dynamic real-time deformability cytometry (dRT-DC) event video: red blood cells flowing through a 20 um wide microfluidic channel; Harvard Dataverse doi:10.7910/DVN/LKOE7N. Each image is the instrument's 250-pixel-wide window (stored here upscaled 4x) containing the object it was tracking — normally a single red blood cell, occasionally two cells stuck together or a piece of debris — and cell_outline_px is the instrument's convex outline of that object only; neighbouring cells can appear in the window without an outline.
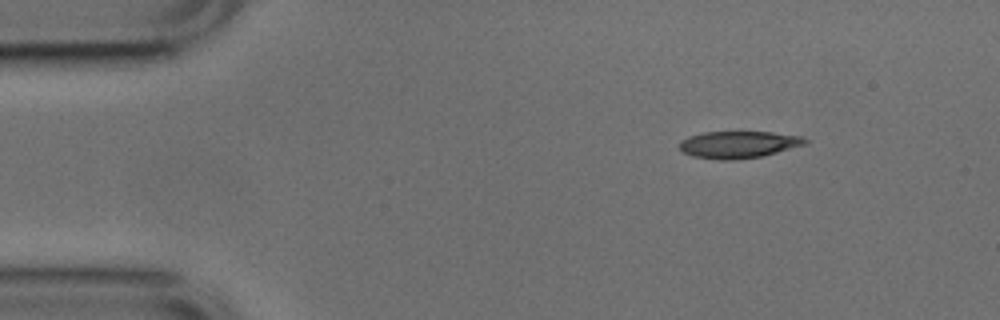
{"species": "common noctule bat (a hibernating species)", "species_latin": "Nyctalus noctula", "temperature_condition": "cold", "stored_images_in_passage": 3, "camera_frame_rate_fps": 3000, "um_per_image_px": 0.085, "animal": {"sex": "male", "body_mass_g": 17.9, "forearm_length_mm": 54.2}, "frame": {"image": 1, "passage_image": 1, "time_ms": 0.0, "image_size_px": [1000, 320], "cell_outline_px": [[808, 144], [764, 156], [736, 160], [720, 160], [692, 156], [684, 152], [680, 148], [680, 140], [688, 136], [704, 132], [772, 132], [800, 136], [808, 140]], "centroid_in_image_um": [62.8, 12.29], "position_along_channel_um": 22.2, "area_um2": 19.94}}
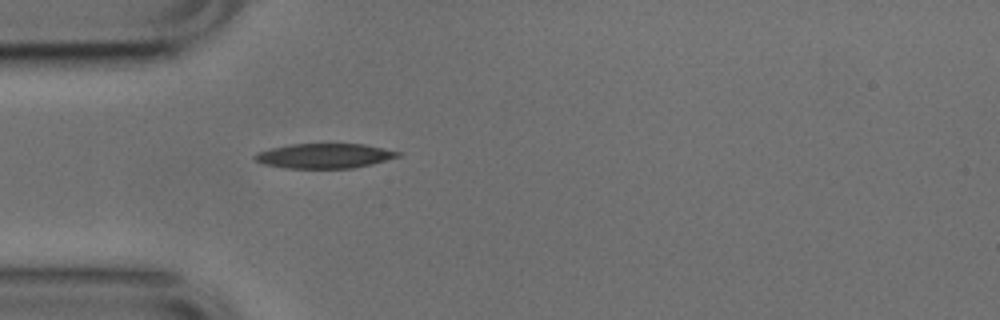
{"frame": {"image": 2, "passage_image": 3, "time_ms": 0.667, "image_size_px": [1000, 320], "cell_outline_px": [[404, 152], [400, 156], [372, 164], [352, 168], [284, 168], [264, 164], [256, 160], [252, 156], [256, 152], [272, 148], [292, 144], [364, 144]], "centroid_in_image_um": [27.6, 13.25], "position_along_channel_um": 57.4, "area_um2": 20.69}}